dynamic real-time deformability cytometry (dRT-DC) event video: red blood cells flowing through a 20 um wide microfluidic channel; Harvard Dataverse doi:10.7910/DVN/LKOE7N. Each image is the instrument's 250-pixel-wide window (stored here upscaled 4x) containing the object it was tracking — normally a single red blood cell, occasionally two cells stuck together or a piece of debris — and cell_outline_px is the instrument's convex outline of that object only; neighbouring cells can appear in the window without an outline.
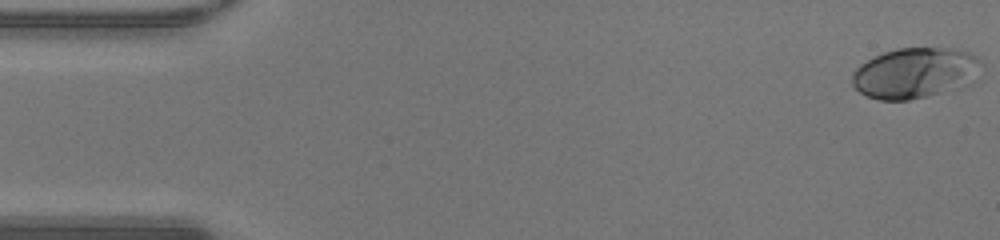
{"species": "human", "species_latin": "Homo sapiens", "temperature_condition": "warm", "stored_images_in_passage": 48, "camera_frame_rate_fps": 3000, "um_per_image_px": 0.085, "donor": {"sex": "male"}, "frame": {"image": 1, "passage_image": 1, "time_ms": 0.0, "image_size_px": [1000, 240], "cell_outline_px": [[984, 64], [972, 84], [908, 100], [880, 100], [868, 96], [860, 92], [852, 84], [852, 72], [860, 64], [884, 52], [896, 48], [956, 48], [968, 52], [976, 56]], "centroid_in_image_um": [77.81, 6.19], "position_along_channel_um": 7.2, "area_um2": 38.15}}
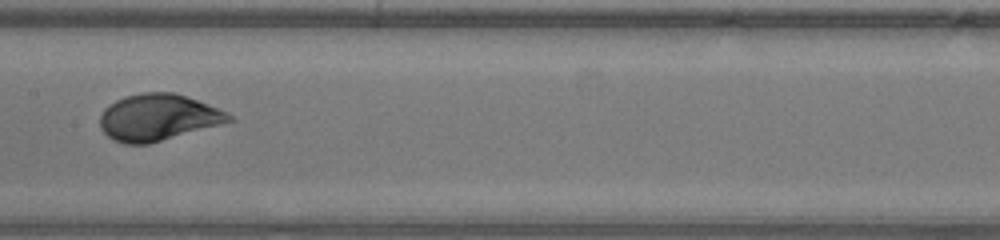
{"frame": {"image": 2, "passage_image": 24, "time_ms": 7.667, "image_size_px": [1000, 240], "cell_outline_px": [[236, 120], [148, 144], [124, 144], [112, 140], [100, 128], [100, 116], [104, 108], [108, 104], [124, 96], [144, 92], [176, 92], [208, 104], [228, 112]], "centroid_in_image_um": [13.42, 9.97], "position_along_channel_um": 194.0, "area_um2": 35.14}}
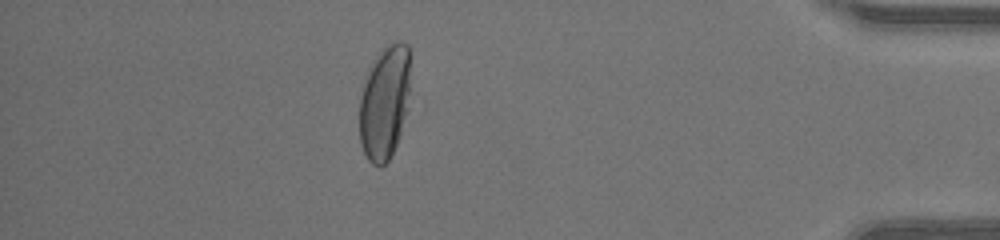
{"frame": {"image": 3, "passage_image": 42, "time_ms": 13.667, "image_size_px": [1000, 240], "cell_outline_px": [[412, 52], [408, 108], [400, 136], [388, 160], [380, 168], [372, 164], [368, 160], [360, 144], [360, 96], [372, 60], [388, 44], [396, 40], [400, 40], [408, 44]], "centroid_in_image_um": [32.74, 8.65], "position_along_channel_um": 402.5, "area_um2": 34.56}, "authors_computed_cell_mechanics": {"area_um2": 34.9112, "velocity_mm_per_s": 4.3051, "shape_relaxation_time_tau1_ms": 3.1998, "shape_relaxation_time_tau2_ms": null, "deformation_change_tau1": 0.1769, "deformation_change_tau2": null}}